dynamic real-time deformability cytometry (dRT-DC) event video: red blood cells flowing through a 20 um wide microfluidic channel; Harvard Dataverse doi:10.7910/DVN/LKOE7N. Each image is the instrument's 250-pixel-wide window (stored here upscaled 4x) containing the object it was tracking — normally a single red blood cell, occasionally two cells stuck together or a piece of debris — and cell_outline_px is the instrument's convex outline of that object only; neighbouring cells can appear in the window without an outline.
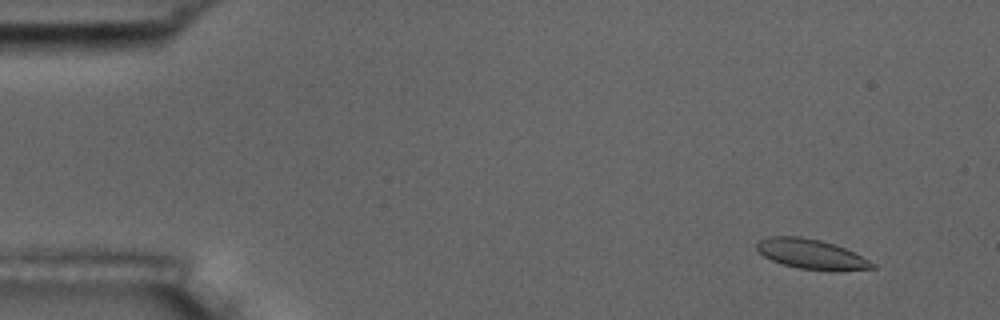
{"species": "common noctule bat (a hibernating species)", "species_latin": "Nyctalus noctula", "temperature_condition": "room temperature", "stored_images_in_passage": 55, "camera_frame_rate_fps": 3000, "um_per_image_px": 0.085, "animal": {"sex": "male", "body_mass_g": 17.5, "forearm_length_mm": 52.3}, "frame": {"image": 1, "passage_image": 5, "time_ms": 1.333, "image_size_px": [1000, 320], "cell_outline_px": [[876, 268], [800, 268], [784, 264], [772, 260], [764, 256], [756, 248], [756, 244], [760, 240], [768, 236], [800, 236], [820, 240], [844, 248], [876, 264]], "centroid_in_image_um": [68.84, 21.54], "position_along_channel_um": 16.2, "area_um2": 18.9}}
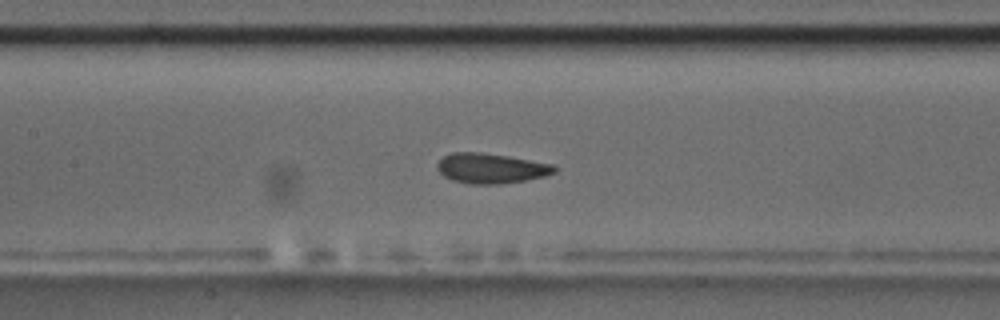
{"frame": {"image": 2, "passage_image": 26, "time_ms": 8.333, "image_size_px": [1000, 320], "cell_outline_px": [[556, 172], [544, 176], [524, 180], [500, 184], [468, 184], [452, 180], [444, 176], [436, 168], [436, 164], [444, 156], [452, 152], [480, 152], [508, 156], [552, 164], [556, 168]], "centroid_in_image_um": [41.7, 14.3], "position_along_channel_um": 165.7, "area_um2": 20.46}}
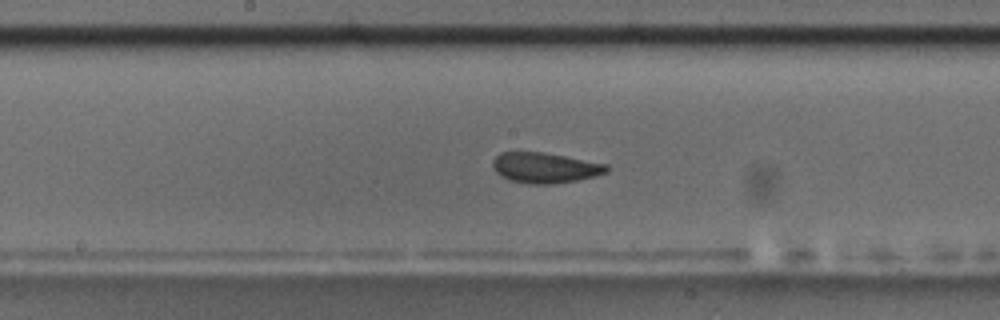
{"frame": {"image": 3, "passage_image": 29, "time_ms": 9.333, "image_size_px": [1000, 320], "cell_outline_px": [[608, 172], [576, 180], [552, 184], [528, 184], [508, 180], [500, 176], [492, 168], [492, 160], [500, 152], [544, 152], [608, 164]], "centroid_in_image_um": [46.27, 14.26], "position_along_channel_um": 201.9, "area_um2": 20.29}, "authors_computed_cell_mechanics": {"area_um2": 20.3456, "velocity_mm_per_s": 3.6566, "shape_relaxation_time_tau1_ms": 2.6816, "shape_relaxation_time_tau2_ms": 1.191, "deformation_change_tau1": 0.1164, "deformation_change_tau2": 0.0801}}